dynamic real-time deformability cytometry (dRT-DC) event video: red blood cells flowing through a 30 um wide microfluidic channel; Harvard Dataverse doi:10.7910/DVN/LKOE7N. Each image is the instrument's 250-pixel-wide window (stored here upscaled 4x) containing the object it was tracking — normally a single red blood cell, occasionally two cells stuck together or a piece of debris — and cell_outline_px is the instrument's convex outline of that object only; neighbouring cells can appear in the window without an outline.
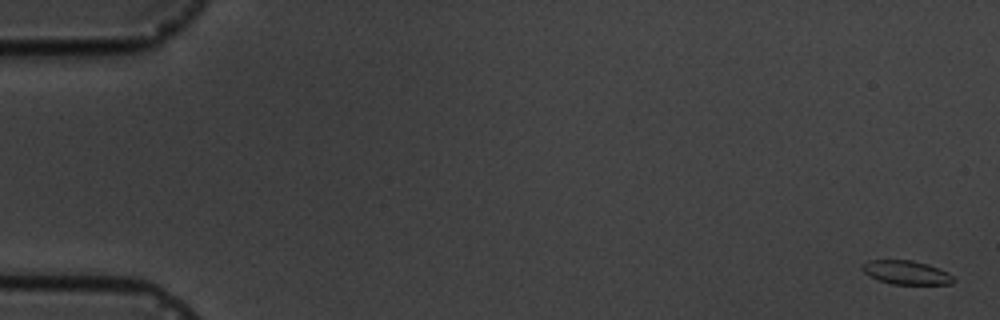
{"species": "common noctule bat (a hibernating species)", "species_latin": "Nyctalus noctula", "temperature_condition": "cold", "stored_images_in_passage": 6, "camera_frame_rate_fps": 3000, "um_per_image_px": 0.085, "animal": {"sex": "male", "body_mass_g": 19.5, "forearm_length_mm": 54.6}, "frame": {"image": 1, "passage_image": 1, "time_ms": 0.0, "image_size_px": [1000, 320], "cell_outline_px": [[956, 280], [952, 284], [892, 284], [868, 276], [860, 268], [860, 264], [868, 260], [912, 260], [928, 264], [948, 272]], "centroid_in_image_um": [77.01, 23.15], "position_along_channel_um": 8.0, "area_um2": 12.77}}
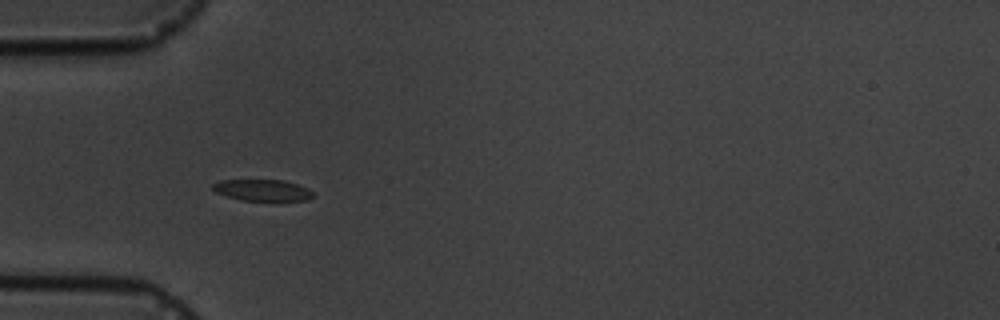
{"frame": {"image": 2, "passage_image": 5, "time_ms": 5.667, "image_size_px": [1000, 320], "cell_outline_px": [[312, 196], [308, 200], [240, 200], [216, 192], [212, 188], [212, 184], [220, 180], [284, 180], [308, 188], [312, 192]], "centroid_in_image_um": [22.29, 16.15], "position_along_channel_um": 62.7, "area_um2": 12.31}}
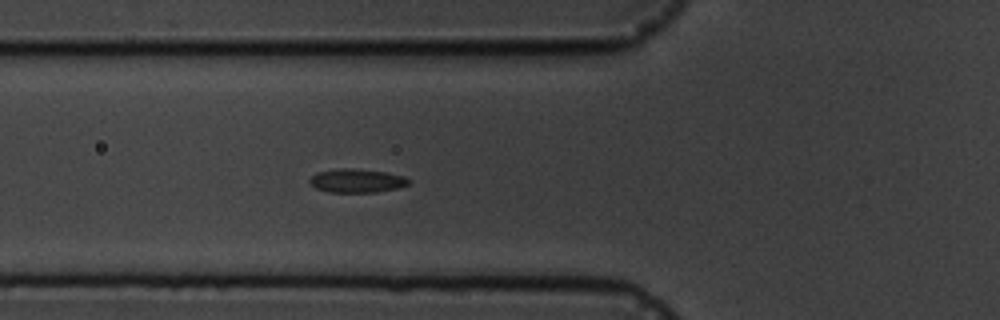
{"frame": {"image": 3, "passage_image": 6, "time_ms": 6.667, "image_size_px": [1000, 320], "cell_outline_px": [[412, 180], [408, 184], [396, 188], [376, 192], [328, 192], [316, 188], [308, 180], [316, 172], [340, 168], [352, 168], [384, 172], [404, 176]], "centroid_in_image_um": [30.32, 15.35], "position_along_channel_um": 95.5, "area_um2": 13.58}}